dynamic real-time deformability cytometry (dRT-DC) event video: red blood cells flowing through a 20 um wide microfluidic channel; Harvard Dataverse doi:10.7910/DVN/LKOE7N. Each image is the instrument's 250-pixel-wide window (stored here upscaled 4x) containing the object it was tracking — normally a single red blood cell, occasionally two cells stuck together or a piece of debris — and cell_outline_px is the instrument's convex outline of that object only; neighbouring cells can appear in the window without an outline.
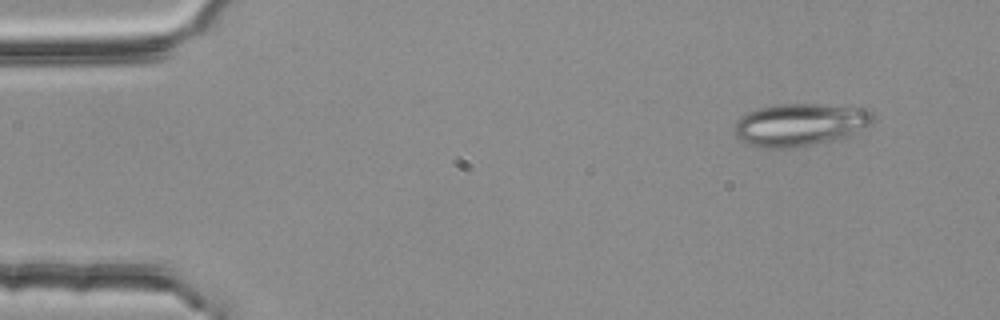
{"species": "common noctule bat (a hibernating species)", "species_latin": "Nyctalus noctula", "temperature_condition": "room temperature", "stored_images_in_passage": 5, "camera_frame_rate_fps": 3000, "um_per_image_px": 0.085, "animal": {"sex": "female", "body_mass_g": 25.1}, "frame": {"image": 1, "passage_image": 1, "time_ms": 0.0, "image_size_px": [1000, 320], "cell_outline_px": [[876, 120], [872, 124], [848, 136], [832, 140], [812, 144], [788, 148], [764, 148], [740, 140], [736, 136], [736, 120], [740, 116], [748, 112], [760, 108], [776, 104], [820, 104], [860, 108], [872, 112], [876, 116]], "centroid_in_image_um": [68.03, 10.58], "position_along_channel_um": 17.0, "area_um2": 34.16}}